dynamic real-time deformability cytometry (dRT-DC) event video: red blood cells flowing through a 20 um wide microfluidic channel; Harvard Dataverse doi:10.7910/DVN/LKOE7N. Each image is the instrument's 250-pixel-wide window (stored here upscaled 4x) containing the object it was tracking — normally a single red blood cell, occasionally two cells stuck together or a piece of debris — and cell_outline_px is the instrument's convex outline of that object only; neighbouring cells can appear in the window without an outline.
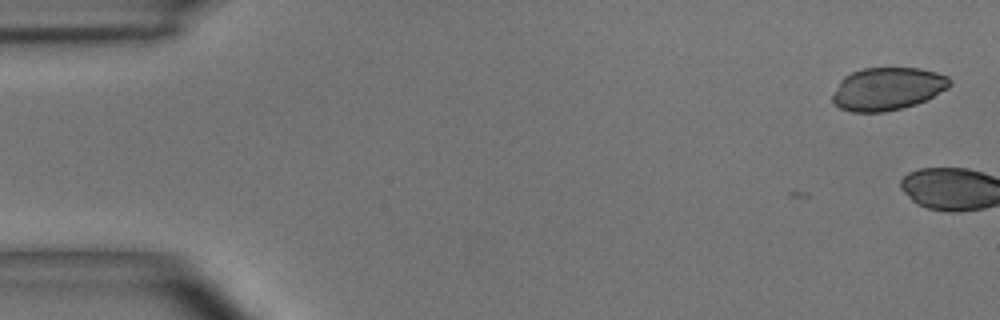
{"species": "common noctule bat (a hibernating species)", "species_latin": "Nyctalus noctula", "temperature_condition": "room temperature", "stored_images_in_passage": 4, "camera_frame_rate_fps": 3000, "um_per_image_px": 0.085, "animal": {"sex": "male", "body_mass_g": 15.6}, "frame": {"image": 1, "passage_image": 4, "time_ms": 1.0, "image_size_px": [1000, 320], "cell_outline_px": [[952, 84], [948, 88], [928, 100], [916, 104], [884, 112], [852, 112], [840, 108], [832, 100], [832, 96], [840, 80], [844, 76], [852, 72], [864, 68], [920, 68], [936, 72], [948, 76], [952, 80]], "centroid_in_image_um": [75.47, 7.55], "position_along_channel_um": 9.5, "area_um2": 29.36}}